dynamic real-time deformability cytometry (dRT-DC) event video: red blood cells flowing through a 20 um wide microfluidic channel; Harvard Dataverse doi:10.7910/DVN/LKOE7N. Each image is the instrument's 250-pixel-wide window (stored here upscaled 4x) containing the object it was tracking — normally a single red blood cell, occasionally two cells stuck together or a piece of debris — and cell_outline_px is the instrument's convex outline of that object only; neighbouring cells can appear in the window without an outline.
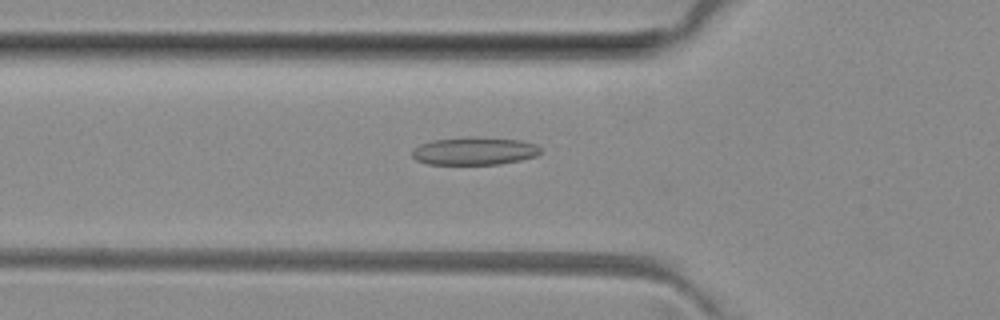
{"species": "common noctule bat (a hibernating species)", "species_latin": "Nyctalus noctula", "temperature_condition": "room temperature", "stored_images_in_passage": 44, "camera_frame_rate_fps": 3000, "um_per_image_px": 0.085, "animal": {"sex": "female", "body_mass_g": 29.2, "forearm_length_mm": 56.3}, "frame": {"image": 1, "passage_image": 11, "time_ms": 3.333, "image_size_px": [1000, 320], "cell_outline_px": [[540, 152], [536, 156], [520, 160], [500, 164], [428, 164], [416, 160], [412, 156], [412, 148], [420, 144], [432, 140], [472, 136], [520, 140], [536, 144], [540, 148]], "centroid_in_image_um": [40.3, 12.83], "position_along_channel_um": 85.5, "area_um2": 20.92}}
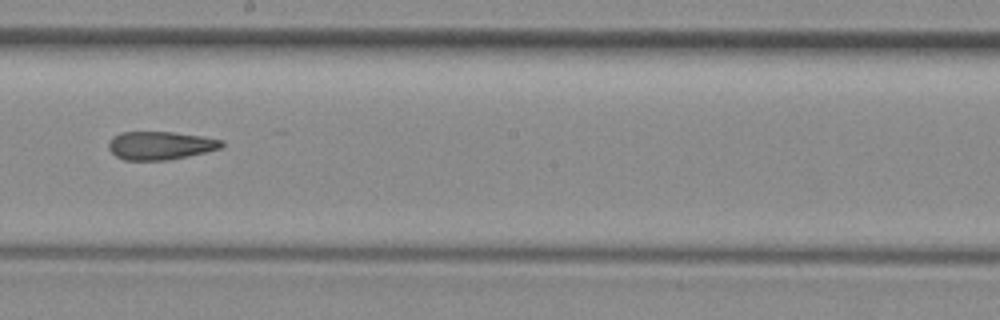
{"frame": {"image": 2, "passage_image": 22, "time_ms": 7.0, "image_size_px": [1000, 320], "cell_outline_px": [[224, 144], [220, 148], [188, 156], [168, 160], [124, 160], [116, 156], [108, 148], [108, 140], [112, 136], [120, 132], [172, 132], [200, 136], [224, 140]], "centroid_in_image_um": [13.58, 12.36], "position_along_channel_um": 234.6, "area_um2": 18.61}}
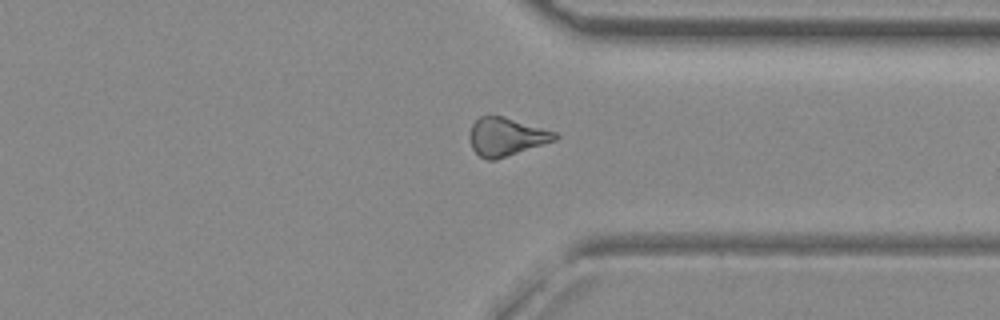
{"frame": {"image": 3, "passage_image": 32, "time_ms": 10.333, "image_size_px": [1000, 320], "cell_outline_px": [[560, 136], [556, 140], [496, 160], [488, 160], [480, 156], [472, 148], [468, 140], [468, 132], [472, 124], [480, 116], [488, 112], [504, 116], [556, 132]], "centroid_in_image_um": [42.98, 11.59], "position_along_channel_um": 368.4, "area_um2": 19.48}, "authors_computed_cell_mechanics": {"area_um2": 19.3341, "velocity_mm_per_s": 4.0539, "shape_relaxation_time_tau1_ms": null, "shape_relaxation_time_tau2_ms": 3.3338, "deformation_change_tau1": null, "deformation_change_tau2": 0.1187}}